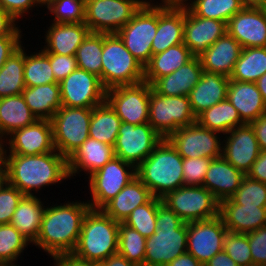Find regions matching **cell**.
I'll return each instance as SVG.
<instances>
[{
    "instance_id": "6da1fadb",
    "label": "cell",
    "mask_w": 266,
    "mask_h": 266,
    "mask_svg": "<svg viewBox=\"0 0 266 266\" xmlns=\"http://www.w3.org/2000/svg\"><path fill=\"white\" fill-rule=\"evenodd\" d=\"M56 152L29 156L9 154L6 157L3 149L5 181L23 195L31 196L34 189L65 180L70 177L67 158Z\"/></svg>"
},
{
    "instance_id": "7a4b0ae2",
    "label": "cell",
    "mask_w": 266,
    "mask_h": 266,
    "mask_svg": "<svg viewBox=\"0 0 266 266\" xmlns=\"http://www.w3.org/2000/svg\"><path fill=\"white\" fill-rule=\"evenodd\" d=\"M89 209V203L84 202L46 208L35 245L52 257L72 253L78 242L82 221Z\"/></svg>"
},
{
    "instance_id": "3957f363",
    "label": "cell",
    "mask_w": 266,
    "mask_h": 266,
    "mask_svg": "<svg viewBox=\"0 0 266 266\" xmlns=\"http://www.w3.org/2000/svg\"><path fill=\"white\" fill-rule=\"evenodd\" d=\"M183 158L167 138H163L153 152L136 167V176L150 190L153 197L184 186Z\"/></svg>"
},
{
    "instance_id": "277c9868",
    "label": "cell",
    "mask_w": 266,
    "mask_h": 266,
    "mask_svg": "<svg viewBox=\"0 0 266 266\" xmlns=\"http://www.w3.org/2000/svg\"><path fill=\"white\" fill-rule=\"evenodd\" d=\"M156 229L146 238L144 266H166L187 252V222L163 203L157 208Z\"/></svg>"
},
{
    "instance_id": "5b68a950",
    "label": "cell",
    "mask_w": 266,
    "mask_h": 266,
    "mask_svg": "<svg viewBox=\"0 0 266 266\" xmlns=\"http://www.w3.org/2000/svg\"><path fill=\"white\" fill-rule=\"evenodd\" d=\"M119 225L102 210L90 208L82 221L72 254L82 260L100 263L118 253Z\"/></svg>"
},
{
    "instance_id": "8992f818",
    "label": "cell",
    "mask_w": 266,
    "mask_h": 266,
    "mask_svg": "<svg viewBox=\"0 0 266 266\" xmlns=\"http://www.w3.org/2000/svg\"><path fill=\"white\" fill-rule=\"evenodd\" d=\"M101 82L106 89L144 81V67L116 33H103Z\"/></svg>"
},
{
    "instance_id": "52a82bcc",
    "label": "cell",
    "mask_w": 266,
    "mask_h": 266,
    "mask_svg": "<svg viewBox=\"0 0 266 266\" xmlns=\"http://www.w3.org/2000/svg\"><path fill=\"white\" fill-rule=\"evenodd\" d=\"M92 109L62 106L53 115L54 147L67 159L89 137Z\"/></svg>"
},
{
    "instance_id": "ba28073f",
    "label": "cell",
    "mask_w": 266,
    "mask_h": 266,
    "mask_svg": "<svg viewBox=\"0 0 266 266\" xmlns=\"http://www.w3.org/2000/svg\"><path fill=\"white\" fill-rule=\"evenodd\" d=\"M158 28V5L145 2L116 34L126 49L145 67L152 56V41Z\"/></svg>"
},
{
    "instance_id": "9c48e42d",
    "label": "cell",
    "mask_w": 266,
    "mask_h": 266,
    "mask_svg": "<svg viewBox=\"0 0 266 266\" xmlns=\"http://www.w3.org/2000/svg\"><path fill=\"white\" fill-rule=\"evenodd\" d=\"M148 123L163 137L196 123L188 96H164L150 91Z\"/></svg>"
},
{
    "instance_id": "30bf717a",
    "label": "cell",
    "mask_w": 266,
    "mask_h": 266,
    "mask_svg": "<svg viewBox=\"0 0 266 266\" xmlns=\"http://www.w3.org/2000/svg\"><path fill=\"white\" fill-rule=\"evenodd\" d=\"M146 1L85 0V21L91 32L117 33Z\"/></svg>"
},
{
    "instance_id": "8fae6325",
    "label": "cell",
    "mask_w": 266,
    "mask_h": 266,
    "mask_svg": "<svg viewBox=\"0 0 266 266\" xmlns=\"http://www.w3.org/2000/svg\"><path fill=\"white\" fill-rule=\"evenodd\" d=\"M161 200L187 223L219 215V201L204 186H182L167 193Z\"/></svg>"
},
{
    "instance_id": "7c38bea8",
    "label": "cell",
    "mask_w": 266,
    "mask_h": 266,
    "mask_svg": "<svg viewBox=\"0 0 266 266\" xmlns=\"http://www.w3.org/2000/svg\"><path fill=\"white\" fill-rule=\"evenodd\" d=\"M151 89L152 86L145 81L112 87L106 91V102L122 122L144 124L149 119Z\"/></svg>"
},
{
    "instance_id": "4fadbf2b",
    "label": "cell",
    "mask_w": 266,
    "mask_h": 266,
    "mask_svg": "<svg viewBox=\"0 0 266 266\" xmlns=\"http://www.w3.org/2000/svg\"><path fill=\"white\" fill-rule=\"evenodd\" d=\"M125 167L132 169L131 172H127ZM135 177L136 167L115 156L90 175L89 184L93 198V203L89 202L90 208L101 210Z\"/></svg>"
},
{
    "instance_id": "5bb4252c",
    "label": "cell",
    "mask_w": 266,
    "mask_h": 266,
    "mask_svg": "<svg viewBox=\"0 0 266 266\" xmlns=\"http://www.w3.org/2000/svg\"><path fill=\"white\" fill-rule=\"evenodd\" d=\"M162 139L148 122L140 125L122 122L114 145L115 156L137 167Z\"/></svg>"
},
{
    "instance_id": "9a60e30c",
    "label": "cell",
    "mask_w": 266,
    "mask_h": 266,
    "mask_svg": "<svg viewBox=\"0 0 266 266\" xmlns=\"http://www.w3.org/2000/svg\"><path fill=\"white\" fill-rule=\"evenodd\" d=\"M61 103L64 107L93 108L106 101L107 89L101 79L77 68L59 82Z\"/></svg>"
},
{
    "instance_id": "2e32d148",
    "label": "cell",
    "mask_w": 266,
    "mask_h": 266,
    "mask_svg": "<svg viewBox=\"0 0 266 266\" xmlns=\"http://www.w3.org/2000/svg\"><path fill=\"white\" fill-rule=\"evenodd\" d=\"M228 230L218 215L214 218L187 223V252L202 265L223 251Z\"/></svg>"
},
{
    "instance_id": "e0dca14e",
    "label": "cell",
    "mask_w": 266,
    "mask_h": 266,
    "mask_svg": "<svg viewBox=\"0 0 266 266\" xmlns=\"http://www.w3.org/2000/svg\"><path fill=\"white\" fill-rule=\"evenodd\" d=\"M217 133L219 132L202 127L196 122L177 129L167 139L182 158L208 157L215 159L222 156Z\"/></svg>"
},
{
    "instance_id": "ac0fdd59",
    "label": "cell",
    "mask_w": 266,
    "mask_h": 266,
    "mask_svg": "<svg viewBox=\"0 0 266 266\" xmlns=\"http://www.w3.org/2000/svg\"><path fill=\"white\" fill-rule=\"evenodd\" d=\"M227 33L242 48L266 47V7H244L227 22Z\"/></svg>"
},
{
    "instance_id": "d6986e66",
    "label": "cell",
    "mask_w": 266,
    "mask_h": 266,
    "mask_svg": "<svg viewBox=\"0 0 266 266\" xmlns=\"http://www.w3.org/2000/svg\"><path fill=\"white\" fill-rule=\"evenodd\" d=\"M184 4V41L194 57L201 56L227 33V23L195 16Z\"/></svg>"
},
{
    "instance_id": "ffe728a7",
    "label": "cell",
    "mask_w": 266,
    "mask_h": 266,
    "mask_svg": "<svg viewBox=\"0 0 266 266\" xmlns=\"http://www.w3.org/2000/svg\"><path fill=\"white\" fill-rule=\"evenodd\" d=\"M10 137V154L29 156L55 152L51 120H36L31 125L13 131Z\"/></svg>"
},
{
    "instance_id": "44dd1931",
    "label": "cell",
    "mask_w": 266,
    "mask_h": 266,
    "mask_svg": "<svg viewBox=\"0 0 266 266\" xmlns=\"http://www.w3.org/2000/svg\"><path fill=\"white\" fill-rule=\"evenodd\" d=\"M163 4L158 6V28L152 41V55L184 41V2Z\"/></svg>"
},
{
    "instance_id": "7402d4cb",
    "label": "cell",
    "mask_w": 266,
    "mask_h": 266,
    "mask_svg": "<svg viewBox=\"0 0 266 266\" xmlns=\"http://www.w3.org/2000/svg\"><path fill=\"white\" fill-rule=\"evenodd\" d=\"M226 134L230 136L222 148V156L237 170L247 175L261 151L252 127L250 124H244Z\"/></svg>"
},
{
    "instance_id": "603a6c76",
    "label": "cell",
    "mask_w": 266,
    "mask_h": 266,
    "mask_svg": "<svg viewBox=\"0 0 266 266\" xmlns=\"http://www.w3.org/2000/svg\"><path fill=\"white\" fill-rule=\"evenodd\" d=\"M219 216L229 232L247 234L266 226V207L239 205L230 198L219 202Z\"/></svg>"
},
{
    "instance_id": "cb8c5ba5",
    "label": "cell",
    "mask_w": 266,
    "mask_h": 266,
    "mask_svg": "<svg viewBox=\"0 0 266 266\" xmlns=\"http://www.w3.org/2000/svg\"><path fill=\"white\" fill-rule=\"evenodd\" d=\"M245 176L221 156L212 159L203 186L220 202L231 198L236 193Z\"/></svg>"
},
{
    "instance_id": "d4e9b609",
    "label": "cell",
    "mask_w": 266,
    "mask_h": 266,
    "mask_svg": "<svg viewBox=\"0 0 266 266\" xmlns=\"http://www.w3.org/2000/svg\"><path fill=\"white\" fill-rule=\"evenodd\" d=\"M230 78L203 70L199 82L188 95L191 109L197 117L203 111L227 99Z\"/></svg>"
},
{
    "instance_id": "484cf974",
    "label": "cell",
    "mask_w": 266,
    "mask_h": 266,
    "mask_svg": "<svg viewBox=\"0 0 266 266\" xmlns=\"http://www.w3.org/2000/svg\"><path fill=\"white\" fill-rule=\"evenodd\" d=\"M199 57H193L173 73L157 79L152 89L164 96H188L202 76Z\"/></svg>"
},
{
    "instance_id": "4316f807",
    "label": "cell",
    "mask_w": 266,
    "mask_h": 266,
    "mask_svg": "<svg viewBox=\"0 0 266 266\" xmlns=\"http://www.w3.org/2000/svg\"><path fill=\"white\" fill-rule=\"evenodd\" d=\"M241 50L240 43L226 33L199 56V59L203 70L230 77Z\"/></svg>"
},
{
    "instance_id": "83f0119b",
    "label": "cell",
    "mask_w": 266,
    "mask_h": 266,
    "mask_svg": "<svg viewBox=\"0 0 266 266\" xmlns=\"http://www.w3.org/2000/svg\"><path fill=\"white\" fill-rule=\"evenodd\" d=\"M227 99L245 124L266 113V103L255 82L229 80Z\"/></svg>"
},
{
    "instance_id": "f1b7e54d",
    "label": "cell",
    "mask_w": 266,
    "mask_h": 266,
    "mask_svg": "<svg viewBox=\"0 0 266 266\" xmlns=\"http://www.w3.org/2000/svg\"><path fill=\"white\" fill-rule=\"evenodd\" d=\"M114 157V146L88 137L67 159L69 176L80 168L92 175Z\"/></svg>"
},
{
    "instance_id": "f546056e",
    "label": "cell",
    "mask_w": 266,
    "mask_h": 266,
    "mask_svg": "<svg viewBox=\"0 0 266 266\" xmlns=\"http://www.w3.org/2000/svg\"><path fill=\"white\" fill-rule=\"evenodd\" d=\"M83 23H53L46 35V53L57 55H75L76 50L90 33Z\"/></svg>"
},
{
    "instance_id": "4dcf8cb0",
    "label": "cell",
    "mask_w": 266,
    "mask_h": 266,
    "mask_svg": "<svg viewBox=\"0 0 266 266\" xmlns=\"http://www.w3.org/2000/svg\"><path fill=\"white\" fill-rule=\"evenodd\" d=\"M152 197L150 190L136 176L101 210L121 223L136 207L147 203Z\"/></svg>"
},
{
    "instance_id": "1f68e13d",
    "label": "cell",
    "mask_w": 266,
    "mask_h": 266,
    "mask_svg": "<svg viewBox=\"0 0 266 266\" xmlns=\"http://www.w3.org/2000/svg\"><path fill=\"white\" fill-rule=\"evenodd\" d=\"M193 57L184 43L169 47L162 53L152 55L150 61L144 67V81L152 85L157 79L173 73Z\"/></svg>"
},
{
    "instance_id": "d6a6232c",
    "label": "cell",
    "mask_w": 266,
    "mask_h": 266,
    "mask_svg": "<svg viewBox=\"0 0 266 266\" xmlns=\"http://www.w3.org/2000/svg\"><path fill=\"white\" fill-rule=\"evenodd\" d=\"M22 96L37 120H51L62 107L59 83L25 87Z\"/></svg>"
},
{
    "instance_id": "836d02e7",
    "label": "cell",
    "mask_w": 266,
    "mask_h": 266,
    "mask_svg": "<svg viewBox=\"0 0 266 266\" xmlns=\"http://www.w3.org/2000/svg\"><path fill=\"white\" fill-rule=\"evenodd\" d=\"M45 208L34 195H24L15 209L11 225L14 226L27 240L33 242L38 239Z\"/></svg>"
},
{
    "instance_id": "e575fe53",
    "label": "cell",
    "mask_w": 266,
    "mask_h": 266,
    "mask_svg": "<svg viewBox=\"0 0 266 266\" xmlns=\"http://www.w3.org/2000/svg\"><path fill=\"white\" fill-rule=\"evenodd\" d=\"M37 118L25 103L22 94L0 98V139L3 134L33 124ZM0 142V144H1Z\"/></svg>"
},
{
    "instance_id": "d590c367",
    "label": "cell",
    "mask_w": 266,
    "mask_h": 266,
    "mask_svg": "<svg viewBox=\"0 0 266 266\" xmlns=\"http://www.w3.org/2000/svg\"><path fill=\"white\" fill-rule=\"evenodd\" d=\"M196 122L202 127L223 134L245 124L241 120L237 109L228 99L220 101L216 105L200 113L196 117Z\"/></svg>"
},
{
    "instance_id": "8d00e7d4",
    "label": "cell",
    "mask_w": 266,
    "mask_h": 266,
    "mask_svg": "<svg viewBox=\"0 0 266 266\" xmlns=\"http://www.w3.org/2000/svg\"><path fill=\"white\" fill-rule=\"evenodd\" d=\"M122 121L105 101L93 107L89 126V137L114 146Z\"/></svg>"
},
{
    "instance_id": "74e56055",
    "label": "cell",
    "mask_w": 266,
    "mask_h": 266,
    "mask_svg": "<svg viewBox=\"0 0 266 266\" xmlns=\"http://www.w3.org/2000/svg\"><path fill=\"white\" fill-rule=\"evenodd\" d=\"M266 73V47L242 48L230 79L240 82H256Z\"/></svg>"
},
{
    "instance_id": "f35d334b",
    "label": "cell",
    "mask_w": 266,
    "mask_h": 266,
    "mask_svg": "<svg viewBox=\"0 0 266 266\" xmlns=\"http://www.w3.org/2000/svg\"><path fill=\"white\" fill-rule=\"evenodd\" d=\"M25 53L22 46L16 50L0 68V98L22 94Z\"/></svg>"
},
{
    "instance_id": "ab89813d",
    "label": "cell",
    "mask_w": 266,
    "mask_h": 266,
    "mask_svg": "<svg viewBox=\"0 0 266 266\" xmlns=\"http://www.w3.org/2000/svg\"><path fill=\"white\" fill-rule=\"evenodd\" d=\"M103 33L90 32L75 53L77 67L101 79Z\"/></svg>"
},
{
    "instance_id": "60d3db41",
    "label": "cell",
    "mask_w": 266,
    "mask_h": 266,
    "mask_svg": "<svg viewBox=\"0 0 266 266\" xmlns=\"http://www.w3.org/2000/svg\"><path fill=\"white\" fill-rule=\"evenodd\" d=\"M244 7L240 0H194L187 8L195 16L227 23Z\"/></svg>"
},
{
    "instance_id": "b9f144b4",
    "label": "cell",
    "mask_w": 266,
    "mask_h": 266,
    "mask_svg": "<svg viewBox=\"0 0 266 266\" xmlns=\"http://www.w3.org/2000/svg\"><path fill=\"white\" fill-rule=\"evenodd\" d=\"M25 87H35L48 83H59L55 80L50 65V54L41 51L38 54L26 56L24 63Z\"/></svg>"
},
{
    "instance_id": "7bdbcfd3",
    "label": "cell",
    "mask_w": 266,
    "mask_h": 266,
    "mask_svg": "<svg viewBox=\"0 0 266 266\" xmlns=\"http://www.w3.org/2000/svg\"><path fill=\"white\" fill-rule=\"evenodd\" d=\"M146 238L135 229L119 225L118 253L137 266H144Z\"/></svg>"
},
{
    "instance_id": "ee69618b",
    "label": "cell",
    "mask_w": 266,
    "mask_h": 266,
    "mask_svg": "<svg viewBox=\"0 0 266 266\" xmlns=\"http://www.w3.org/2000/svg\"><path fill=\"white\" fill-rule=\"evenodd\" d=\"M162 200L152 197L147 203L136 207L123 222L125 225L135 229L145 238L155 233L157 208Z\"/></svg>"
},
{
    "instance_id": "f6af8a7d",
    "label": "cell",
    "mask_w": 266,
    "mask_h": 266,
    "mask_svg": "<svg viewBox=\"0 0 266 266\" xmlns=\"http://www.w3.org/2000/svg\"><path fill=\"white\" fill-rule=\"evenodd\" d=\"M28 243V240L10 223L0 224V265L14 264Z\"/></svg>"
},
{
    "instance_id": "bcb514c9",
    "label": "cell",
    "mask_w": 266,
    "mask_h": 266,
    "mask_svg": "<svg viewBox=\"0 0 266 266\" xmlns=\"http://www.w3.org/2000/svg\"><path fill=\"white\" fill-rule=\"evenodd\" d=\"M230 199L239 205L266 207V184L246 175Z\"/></svg>"
},
{
    "instance_id": "7dc6e473",
    "label": "cell",
    "mask_w": 266,
    "mask_h": 266,
    "mask_svg": "<svg viewBox=\"0 0 266 266\" xmlns=\"http://www.w3.org/2000/svg\"><path fill=\"white\" fill-rule=\"evenodd\" d=\"M55 15L54 23H83L85 0H54L47 5Z\"/></svg>"
},
{
    "instance_id": "c3c4849f",
    "label": "cell",
    "mask_w": 266,
    "mask_h": 266,
    "mask_svg": "<svg viewBox=\"0 0 266 266\" xmlns=\"http://www.w3.org/2000/svg\"><path fill=\"white\" fill-rule=\"evenodd\" d=\"M223 250L239 266H253L247 234L228 231L224 237Z\"/></svg>"
},
{
    "instance_id": "681fc988",
    "label": "cell",
    "mask_w": 266,
    "mask_h": 266,
    "mask_svg": "<svg viewBox=\"0 0 266 266\" xmlns=\"http://www.w3.org/2000/svg\"><path fill=\"white\" fill-rule=\"evenodd\" d=\"M211 161L208 157L183 158L184 186H203Z\"/></svg>"
},
{
    "instance_id": "f907efd6",
    "label": "cell",
    "mask_w": 266,
    "mask_h": 266,
    "mask_svg": "<svg viewBox=\"0 0 266 266\" xmlns=\"http://www.w3.org/2000/svg\"><path fill=\"white\" fill-rule=\"evenodd\" d=\"M23 196L16 187L6 181L0 185V224L11 223L13 213Z\"/></svg>"
},
{
    "instance_id": "816d5d0a",
    "label": "cell",
    "mask_w": 266,
    "mask_h": 266,
    "mask_svg": "<svg viewBox=\"0 0 266 266\" xmlns=\"http://www.w3.org/2000/svg\"><path fill=\"white\" fill-rule=\"evenodd\" d=\"M253 266H266V226L247 233Z\"/></svg>"
},
{
    "instance_id": "f5cc1de1",
    "label": "cell",
    "mask_w": 266,
    "mask_h": 266,
    "mask_svg": "<svg viewBox=\"0 0 266 266\" xmlns=\"http://www.w3.org/2000/svg\"><path fill=\"white\" fill-rule=\"evenodd\" d=\"M50 65L57 82H60L78 68L75 55L50 54Z\"/></svg>"
},
{
    "instance_id": "db71d44e",
    "label": "cell",
    "mask_w": 266,
    "mask_h": 266,
    "mask_svg": "<svg viewBox=\"0 0 266 266\" xmlns=\"http://www.w3.org/2000/svg\"><path fill=\"white\" fill-rule=\"evenodd\" d=\"M36 4H40V0H0V8L9 13L15 20L22 17V14Z\"/></svg>"
},
{
    "instance_id": "11a10c76",
    "label": "cell",
    "mask_w": 266,
    "mask_h": 266,
    "mask_svg": "<svg viewBox=\"0 0 266 266\" xmlns=\"http://www.w3.org/2000/svg\"><path fill=\"white\" fill-rule=\"evenodd\" d=\"M21 35L0 36V68L6 60L21 47Z\"/></svg>"
},
{
    "instance_id": "9f6ffc18",
    "label": "cell",
    "mask_w": 266,
    "mask_h": 266,
    "mask_svg": "<svg viewBox=\"0 0 266 266\" xmlns=\"http://www.w3.org/2000/svg\"><path fill=\"white\" fill-rule=\"evenodd\" d=\"M247 176L266 184V151L261 150Z\"/></svg>"
},
{
    "instance_id": "6f0895ef",
    "label": "cell",
    "mask_w": 266,
    "mask_h": 266,
    "mask_svg": "<svg viewBox=\"0 0 266 266\" xmlns=\"http://www.w3.org/2000/svg\"><path fill=\"white\" fill-rule=\"evenodd\" d=\"M249 124L254 131L260 150L266 151V113Z\"/></svg>"
},
{
    "instance_id": "680465c9",
    "label": "cell",
    "mask_w": 266,
    "mask_h": 266,
    "mask_svg": "<svg viewBox=\"0 0 266 266\" xmlns=\"http://www.w3.org/2000/svg\"><path fill=\"white\" fill-rule=\"evenodd\" d=\"M16 20L0 8V36L20 35V30L15 26Z\"/></svg>"
},
{
    "instance_id": "91938a15",
    "label": "cell",
    "mask_w": 266,
    "mask_h": 266,
    "mask_svg": "<svg viewBox=\"0 0 266 266\" xmlns=\"http://www.w3.org/2000/svg\"><path fill=\"white\" fill-rule=\"evenodd\" d=\"M56 260L55 266H97L98 263L92 261L82 260L72 253L61 254L53 257Z\"/></svg>"
},
{
    "instance_id": "94428289",
    "label": "cell",
    "mask_w": 266,
    "mask_h": 266,
    "mask_svg": "<svg viewBox=\"0 0 266 266\" xmlns=\"http://www.w3.org/2000/svg\"><path fill=\"white\" fill-rule=\"evenodd\" d=\"M203 266H239L233 259L223 250L214 255Z\"/></svg>"
},
{
    "instance_id": "6125c7cd",
    "label": "cell",
    "mask_w": 266,
    "mask_h": 266,
    "mask_svg": "<svg viewBox=\"0 0 266 266\" xmlns=\"http://www.w3.org/2000/svg\"><path fill=\"white\" fill-rule=\"evenodd\" d=\"M166 266H203L194 256L185 252Z\"/></svg>"
},
{
    "instance_id": "be15d7a7",
    "label": "cell",
    "mask_w": 266,
    "mask_h": 266,
    "mask_svg": "<svg viewBox=\"0 0 266 266\" xmlns=\"http://www.w3.org/2000/svg\"><path fill=\"white\" fill-rule=\"evenodd\" d=\"M97 266H137L136 264L129 262L123 255L116 253L109 258L98 263Z\"/></svg>"
},
{
    "instance_id": "e7e4bbea",
    "label": "cell",
    "mask_w": 266,
    "mask_h": 266,
    "mask_svg": "<svg viewBox=\"0 0 266 266\" xmlns=\"http://www.w3.org/2000/svg\"><path fill=\"white\" fill-rule=\"evenodd\" d=\"M255 83L263 97L264 102L266 103V73L261 76Z\"/></svg>"
},
{
    "instance_id": "03108f58",
    "label": "cell",
    "mask_w": 266,
    "mask_h": 266,
    "mask_svg": "<svg viewBox=\"0 0 266 266\" xmlns=\"http://www.w3.org/2000/svg\"><path fill=\"white\" fill-rule=\"evenodd\" d=\"M2 144L3 143L0 144V185L5 182V160Z\"/></svg>"
},
{
    "instance_id": "003e7915",
    "label": "cell",
    "mask_w": 266,
    "mask_h": 266,
    "mask_svg": "<svg viewBox=\"0 0 266 266\" xmlns=\"http://www.w3.org/2000/svg\"><path fill=\"white\" fill-rule=\"evenodd\" d=\"M245 7H266V0H240Z\"/></svg>"
},
{
    "instance_id": "a7ac6f4b",
    "label": "cell",
    "mask_w": 266,
    "mask_h": 266,
    "mask_svg": "<svg viewBox=\"0 0 266 266\" xmlns=\"http://www.w3.org/2000/svg\"><path fill=\"white\" fill-rule=\"evenodd\" d=\"M163 2H174V3H181V2H185L186 0H162Z\"/></svg>"
},
{
    "instance_id": "89a4df30",
    "label": "cell",
    "mask_w": 266,
    "mask_h": 266,
    "mask_svg": "<svg viewBox=\"0 0 266 266\" xmlns=\"http://www.w3.org/2000/svg\"><path fill=\"white\" fill-rule=\"evenodd\" d=\"M52 1H54V0H40V3L42 4V5H48L50 2H52Z\"/></svg>"
},
{
    "instance_id": "2644e50d",
    "label": "cell",
    "mask_w": 266,
    "mask_h": 266,
    "mask_svg": "<svg viewBox=\"0 0 266 266\" xmlns=\"http://www.w3.org/2000/svg\"><path fill=\"white\" fill-rule=\"evenodd\" d=\"M0 266H17V265L9 264V265H0Z\"/></svg>"
}]
</instances>
